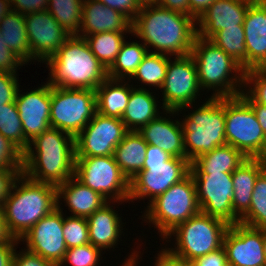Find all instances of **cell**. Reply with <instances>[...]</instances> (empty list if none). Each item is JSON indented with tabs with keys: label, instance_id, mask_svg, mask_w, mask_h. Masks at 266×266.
Segmentation results:
<instances>
[{
	"label": "cell",
	"instance_id": "cell-1",
	"mask_svg": "<svg viewBox=\"0 0 266 266\" xmlns=\"http://www.w3.org/2000/svg\"><path fill=\"white\" fill-rule=\"evenodd\" d=\"M196 18L157 5L142 6L133 19V35L143 40L152 53L185 56L192 51L197 37ZM149 46V47H148Z\"/></svg>",
	"mask_w": 266,
	"mask_h": 266
},
{
	"label": "cell",
	"instance_id": "cell-2",
	"mask_svg": "<svg viewBox=\"0 0 266 266\" xmlns=\"http://www.w3.org/2000/svg\"><path fill=\"white\" fill-rule=\"evenodd\" d=\"M74 170L75 137L59 129L50 127L23 153L22 173L34 181L59 186L74 176Z\"/></svg>",
	"mask_w": 266,
	"mask_h": 266
},
{
	"label": "cell",
	"instance_id": "cell-3",
	"mask_svg": "<svg viewBox=\"0 0 266 266\" xmlns=\"http://www.w3.org/2000/svg\"><path fill=\"white\" fill-rule=\"evenodd\" d=\"M55 208L57 186L34 181L24 173H19L2 204L8 234L20 240L41 218Z\"/></svg>",
	"mask_w": 266,
	"mask_h": 266
},
{
	"label": "cell",
	"instance_id": "cell-4",
	"mask_svg": "<svg viewBox=\"0 0 266 266\" xmlns=\"http://www.w3.org/2000/svg\"><path fill=\"white\" fill-rule=\"evenodd\" d=\"M46 62L52 86L96 90L108 78V70L77 35H71Z\"/></svg>",
	"mask_w": 266,
	"mask_h": 266
},
{
	"label": "cell",
	"instance_id": "cell-5",
	"mask_svg": "<svg viewBox=\"0 0 266 266\" xmlns=\"http://www.w3.org/2000/svg\"><path fill=\"white\" fill-rule=\"evenodd\" d=\"M190 55L196 64L200 88L215 90L211 97H235L243 92L239 87L244 85L245 70L212 41L197 35ZM232 72L235 76H230Z\"/></svg>",
	"mask_w": 266,
	"mask_h": 266
},
{
	"label": "cell",
	"instance_id": "cell-6",
	"mask_svg": "<svg viewBox=\"0 0 266 266\" xmlns=\"http://www.w3.org/2000/svg\"><path fill=\"white\" fill-rule=\"evenodd\" d=\"M191 162L172 157L158 146L148 145L142 170L130 181L129 200L149 197L150 202L190 174Z\"/></svg>",
	"mask_w": 266,
	"mask_h": 266
},
{
	"label": "cell",
	"instance_id": "cell-7",
	"mask_svg": "<svg viewBox=\"0 0 266 266\" xmlns=\"http://www.w3.org/2000/svg\"><path fill=\"white\" fill-rule=\"evenodd\" d=\"M185 158L191 163L204 153L227 144L225 98L210 97L181 122Z\"/></svg>",
	"mask_w": 266,
	"mask_h": 266
},
{
	"label": "cell",
	"instance_id": "cell-8",
	"mask_svg": "<svg viewBox=\"0 0 266 266\" xmlns=\"http://www.w3.org/2000/svg\"><path fill=\"white\" fill-rule=\"evenodd\" d=\"M229 225L224 221L199 212L176 226L167 236H176L177 248H166L174 256L191 263L198 257L223 247V240Z\"/></svg>",
	"mask_w": 266,
	"mask_h": 266
},
{
	"label": "cell",
	"instance_id": "cell-9",
	"mask_svg": "<svg viewBox=\"0 0 266 266\" xmlns=\"http://www.w3.org/2000/svg\"><path fill=\"white\" fill-rule=\"evenodd\" d=\"M200 211L196 186L192 175L189 174L149 202L144 218L154 224L161 233L160 236L165 238L176 226Z\"/></svg>",
	"mask_w": 266,
	"mask_h": 266
},
{
	"label": "cell",
	"instance_id": "cell-10",
	"mask_svg": "<svg viewBox=\"0 0 266 266\" xmlns=\"http://www.w3.org/2000/svg\"><path fill=\"white\" fill-rule=\"evenodd\" d=\"M227 144L246 158L266 159V135L251 105L241 96L225 98Z\"/></svg>",
	"mask_w": 266,
	"mask_h": 266
},
{
	"label": "cell",
	"instance_id": "cell-11",
	"mask_svg": "<svg viewBox=\"0 0 266 266\" xmlns=\"http://www.w3.org/2000/svg\"><path fill=\"white\" fill-rule=\"evenodd\" d=\"M97 112L96 92L51 85L50 127L76 137Z\"/></svg>",
	"mask_w": 266,
	"mask_h": 266
},
{
	"label": "cell",
	"instance_id": "cell-12",
	"mask_svg": "<svg viewBox=\"0 0 266 266\" xmlns=\"http://www.w3.org/2000/svg\"><path fill=\"white\" fill-rule=\"evenodd\" d=\"M74 177L107 201H129L130 181L122 173L113 155L75 157Z\"/></svg>",
	"mask_w": 266,
	"mask_h": 266
},
{
	"label": "cell",
	"instance_id": "cell-13",
	"mask_svg": "<svg viewBox=\"0 0 266 266\" xmlns=\"http://www.w3.org/2000/svg\"><path fill=\"white\" fill-rule=\"evenodd\" d=\"M174 62L169 57L163 89V109L168 114H176L181 109L192 106L200 88L196 64L192 56H176ZM171 61V62H170Z\"/></svg>",
	"mask_w": 266,
	"mask_h": 266
},
{
	"label": "cell",
	"instance_id": "cell-14",
	"mask_svg": "<svg viewBox=\"0 0 266 266\" xmlns=\"http://www.w3.org/2000/svg\"><path fill=\"white\" fill-rule=\"evenodd\" d=\"M196 186L201 212L220 219L229 226L239 223L233 212V173L191 174Z\"/></svg>",
	"mask_w": 266,
	"mask_h": 266
},
{
	"label": "cell",
	"instance_id": "cell-15",
	"mask_svg": "<svg viewBox=\"0 0 266 266\" xmlns=\"http://www.w3.org/2000/svg\"><path fill=\"white\" fill-rule=\"evenodd\" d=\"M128 132L120 118L98 112L75 137V157H102L114 155L116 146Z\"/></svg>",
	"mask_w": 266,
	"mask_h": 266
},
{
	"label": "cell",
	"instance_id": "cell-16",
	"mask_svg": "<svg viewBox=\"0 0 266 266\" xmlns=\"http://www.w3.org/2000/svg\"><path fill=\"white\" fill-rule=\"evenodd\" d=\"M63 223L64 214L57 202V208L41 218L19 241L26 242L28 251L59 266L68 249L63 235Z\"/></svg>",
	"mask_w": 266,
	"mask_h": 266
},
{
	"label": "cell",
	"instance_id": "cell-17",
	"mask_svg": "<svg viewBox=\"0 0 266 266\" xmlns=\"http://www.w3.org/2000/svg\"><path fill=\"white\" fill-rule=\"evenodd\" d=\"M24 17L31 60L46 62L70 37L47 10Z\"/></svg>",
	"mask_w": 266,
	"mask_h": 266
},
{
	"label": "cell",
	"instance_id": "cell-18",
	"mask_svg": "<svg viewBox=\"0 0 266 266\" xmlns=\"http://www.w3.org/2000/svg\"><path fill=\"white\" fill-rule=\"evenodd\" d=\"M229 266H266L262 231L241 223L231 225L223 240Z\"/></svg>",
	"mask_w": 266,
	"mask_h": 266
},
{
	"label": "cell",
	"instance_id": "cell-19",
	"mask_svg": "<svg viewBox=\"0 0 266 266\" xmlns=\"http://www.w3.org/2000/svg\"><path fill=\"white\" fill-rule=\"evenodd\" d=\"M15 104L22 122L27 150L32 140L50 128L51 84L46 82L24 94H20L18 90Z\"/></svg>",
	"mask_w": 266,
	"mask_h": 266
},
{
	"label": "cell",
	"instance_id": "cell-20",
	"mask_svg": "<svg viewBox=\"0 0 266 266\" xmlns=\"http://www.w3.org/2000/svg\"><path fill=\"white\" fill-rule=\"evenodd\" d=\"M251 2L246 0H215L196 20L197 35L210 39L225 28L243 27Z\"/></svg>",
	"mask_w": 266,
	"mask_h": 266
},
{
	"label": "cell",
	"instance_id": "cell-21",
	"mask_svg": "<svg viewBox=\"0 0 266 266\" xmlns=\"http://www.w3.org/2000/svg\"><path fill=\"white\" fill-rule=\"evenodd\" d=\"M132 22L122 13L95 0H84L79 37L103 32L132 33ZM82 33V34H81Z\"/></svg>",
	"mask_w": 266,
	"mask_h": 266
},
{
	"label": "cell",
	"instance_id": "cell-22",
	"mask_svg": "<svg viewBox=\"0 0 266 266\" xmlns=\"http://www.w3.org/2000/svg\"><path fill=\"white\" fill-rule=\"evenodd\" d=\"M247 70L266 68V3H251L245 15Z\"/></svg>",
	"mask_w": 266,
	"mask_h": 266
},
{
	"label": "cell",
	"instance_id": "cell-23",
	"mask_svg": "<svg viewBox=\"0 0 266 266\" xmlns=\"http://www.w3.org/2000/svg\"><path fill=\"white\" fill-rule=\"evenodd\" d=\"M138 132L148 145L158 146L172 157L185 158L183 128L178 120L159 115Z\"/></svg>",
	"mask_w": 266,
	"mask_h": 266
},
{
	"label": "cell",
	"instance_id": "cell-24",
	"mask_svg": "<svg viewBox=\"0 0 266 266\" xmlns=\"http://www.w3.org/2000/svg\"><path fill=\"white\" fill-rule=\"evenodd\" d=\"M266 169V159L247 158L233 172V212L241 218L250 208L258 176Z\"/></svg>",
	"mask_w": 266,
	"mask_h": 266
},
{
	"label": "cell",
	"instance_id": "cell-25",
	"mask_svg": "<svg viewBox=\"0 0 266 266\" xmlns=\"http://www.w3.org/2000/svg\"><path fill=\"white\" fill-rule=\"evenodd\" d=\"M109 203V204H108ZM110 201L88 216V232L90 243L101 251L114 248L121 235V217L110 206ZM103 248V249H102Z\"/></svg>",
	"mask_w": 266,
	"mask_h": 266
},
{
	"label": "cell",
	"instance_id": "cell-26",
	"mask_svg": "<svg viewBox=\"0 0 266 266\" xmlns=\"http://www.w3.org/2000/svg\"><path fill=\"white\" fill-rule=\"evenodd\" d=\"M63 198L72 216L87 218L108 201L74 176L57 186V202Z\"/></svg>",
	"mask_w": 266,
	"mask_h": 266
},
{
	"label": "cell",
	"instance_id": "cell-27",
	"mask_svg": "<svg viewBox=\"0 0 266 266\" xmlns=\"http://www.w3.org/2000/svg\"><path fill=\"white\" fill-rule=\"evenodd\" d=\"M155 96L145 88H133L121 117L128 131H139L159 116Z\"/></svg>",
	"mask_w": 266,
	"mask_h": 266
},
{
	"label": "cell",
	"instance_id": "cell-28",
	"mask_svg": "<svg viewBox=\"0 0 266 266\" xmlns=\"http://www.w3.org/2000/svg\"><path fill=\"white\" fill-rule=\"evenodd\" d=\"M247 158L229 144L214 148L191 163L190 174L233 173Z\"/></svg>",
	"mask_w": 266,
	"mask_h": 266
},
{
	"label": "cell",
	"instance_id": "cell-29",
	"mask_svg": "<svg viewBox=\"0 0 266 266\" xmlns=\"http://www.w3.org/2000/svg\"><path fill=\"white\" fill-rule=\"evenodd\" d=\"M148 144L138 131H128L114 150L122 173L131 181L143 168Z\"/></svg>",
	"mask_w": 266,
	"mask_h": 266
},
{
	"label": "cell",
	"instance_id": "cell-30",
	"mask_svg": "<svg viewBox=\"0 0 266 266\" xmlns=\"http://www.w3.org/2000/svg\"><path fill=\"white\" fill-rule=\"evenodd\" d=\"M122 80L107 78L95 90L97 112L109 117H122L130 97L131 90ZM127 84V85H126Z\"/></svg>",
	"mask_w": 266,
	"mask_h": 266
},
{
	"label": "cell",
	"instance_id": "cell-31",
	"mask_svg": "<svg viewBox=\"0 0 266 266\" xmlns=\"http://www.w3.org/2000/svg\"><path fill=\"white\" fill-rule=\"evenodd\" d=\"M0 31L6 47H9L24 64L29 63L31 51L24 15L10 11L0 22Z\"/></svg>",
	"mask_w": 266,
	"mask_h": 266
},
{
	"label": "cell",
	"instance_id": "cell-32",
	"mask_svg": "<svg viewBox=\"0 0 266 266\" xmlns=\"http://www.w3.org/2000/svg\"><path fill=\"white\" fill-rule=\"evenodd\" d=\"M150 52L146 45L136 42H124L115 62L108 69V78L115 80H125L137 71L143 58ZM125 78V79H124Z\"/></svg>",
	"mask_w": 266,
	"mask_h": 266
},
{
	"label": "cell",
	"instance_id": "cell-33",
	"mask_svg": "<svg viewBox=\"0 0 266 266\" xmlns=\"http://www.w3.org/2000/svg\"><path fill=\"white\" fill-rule=\"evenodd\" d=\"M93 55L108 70L115 62L123 43L125 42L124 33L103 32L91 34L83 37Z\"/></svg>",
	"mask_w": 266,
	"mask_h": 266
},
{
	"label": "cell",
	"instance_id": "cell-34",
	"mask_svg": "<svg viewBox=\"0 0 266 266\" xmlns=\"http://www.w3.org/2000/svg\"><path fill=\"white\" fill-rule=\"evenodd\" d=\"M209 40L233 58L244 70H247L244 27L225 28L216 32Z\"/></svg>",
	"mask_w": 266,
	"mask_h": 266
},
{
	"label": "cell",
	"instance_id": "cell-35",
	"mask_svg": "<svg viewBox=\"0 0 266 266\" xmlns=\"http://www.w3.org/2000/svg\"><path fill=\"white\" fill-rule=\"evenodd\" d=\"M84 0H49L47 11L68 34L79 35Z\"/></svg>",
	"mask_w": 266,
	"mask_h": 266
},
{
	"label": "cell",
	"instance_id": "cell-36",
	"mask_svg": "<svg viewBox=\"0 0 266 266\" xmlns=\"http://www.w3.org/2000/svg\"><path fill=\"white\" fill-rule=\"evenodd\" d=\"M169 56L165 54L152 53L151 51L143 58L137 71L131 77L137 79L144 84L151 87L162 88L165 80Z\"/></svg>",
	"mask_w": 266,
	"mask_h": 266
},
{
	"label": "cell",
	"instance_id": "cell-37",
	"mask_svg": "<svg viewBox=\"0 0 266 266\" xmlns=\"http://www.w3.org/2000/svg\"><path fill=\"white\" fill-rule=\"evenodd\" d=\"M239 223L256 228H266V169L258 176L252 193L249 210Z\"/></svg>",
	"mask_w": 266,
	"mask_h": 266
},
{
	"label": "cell",
	"instance_id": "cell-38",
	"mask_svg": "<svg viewBox=\"0 0 266 266\" xmlns=\"http://www.w3.org/2000/svg\"><path fill=\"white\" fill-rule=\"evenodd\" d=\"M0 133L22 153L26 151V138L15 102L0 105Z\"/></svg>",
	"mask_w": 266,
	"mask_h": 266
},
{
	"label": "cell",
	"instance_id": "cell-39",
	"mask_svg": "<svg viewBox=\"0 0 266 266\" xmlns=\"http://www.w3.org/2000/svg\"><path fill=\"white\" fill-rule=\"evenodd\" d=\"M63 235L67 248H73L90 243L87 219L71 216L64 218Z\"/></svg>",
	"mask_w": 266,
	"mask_h": 266
},
{
	"label": "cell",
	"instance_id": "cell-40",
	"mask_svg": "<svg viewBox=\"0 0 266 266\" xmlns=\"http://www.w3.org/2000/svg\"><path fill=\"white\" fill-rule=\"evenodd\" d=\"M101 250L91 243L68 248L61 265L67 262L72 266H97L100 261Z\"/></svg>",
	"mask_w": 266,
	"mask_h": 266
},
{
	"label": "cell",
	"instance_id": "cell-41",
	"mask_svg": "<svg viewBox=\"0 0 266 266\" xmlns=\"http://www.w3.org/2000/svg\"><path fill=\"white\" fill-rule=\"evenodd\" d=\"M253 84L251 88L250 84ZM249 84V85H248ZM250 88L246 93L254 102L266 106V68H251L245 70L244 86Z\"/></svg>",
	"mask_w": 266,
	"mask_h": 266
},
{
	"label": "cell",
	"instance_id": "cell-42",
	"mask_svg": "<svg viewBox=\"0 0 266 266\" xmlns=\"http://www.w3.org/2000/svg\"><path fill=\"white\" fill-rule=\"evenodd\" d=\"M0 169H23V153L0 133Z\"/></svg>",
	"mask_w": 266,
	"mask_h": 266
},
{
	"label": "cell",
	"instance_id": "cell-43",
	"mask_svg": "<svg viewBox=\"0 0 266 266\" xmlns=\"http://www.w3.org/2000/svg\"><path fill=\"white\" fill-rule=\"evenodd\" d=\"M17 74L0 72V105L13 103L19 90Z\"/></svg>",
	"mask_w": 266,
	"mask_h": 266
},
{
	"label": "cell",
	"instance_id": "cell-44",
	"mask_svg": "<svg viewBox=\"0 0 266 266\" xmlns=\"http://www.w3.org/2000/svg\"><path fill=\"white\" fill-rule=\"evenodd\" d=\"M24 63L15 55V53L6 47V42L2 38L0 31V72L17 74V67Z\"/></svg>",
	"mask_w": 266,
	"mask_h": 266
},
{
	"label": "cell",
	"instance_id": "cell-45",
	"mask_svg": "<svg viewBox=\"0 0 266 266\" xmlns=\"http://www.w3.org/2000/svg\"><path fill=\"white\" fill-rule=\"evenodd\" d=\"M125 15L131 22L138 15L141 6L136 0H95Z\"/></svg>",
	"mask_w": 266,
	"mask_h": 266
},
{
	"label": "cell",
	"instance_id": "cell-46",
	"mask_svg": "<svg viewBox=\"0 0 266 266\" xmlns=\"http://www.w3.org/2000/svg\"><path fill=\"white\" fill-rule=\"evenodd\" d=\"M10 2L11 11L27 15L30 13L46 11L49 0H10Z\"/></svg>",
	"mask_w": 266,
	"mask_h": 266
},
{
	"label": "cell",
	"instance_id": "cell-47",
	"mask_svg": "<svg viewBox=\"0 0 266 266\" xmlns=\"http://www.w3.org/2000/svg\"><path fill=\"white\" fill-rule=\"evenodd\" d=\"M24 250L20 251L18 254L15 250L12 266H55L38 254L32 253L27 249Z\"/></svg>",
	"mask_w": 266,
	"mask_h": 266
},
{
	"label": "cell",
	"instance_id": "cell-48",
	"mask_svg": "<svg viewBox=\"0 0 266 266\" xmlns=\"http://www.w3.org/2000/svg\"><path fill=\"white\" fill-rule=\"evenodd\" d=\"M191 266H229L224 247L210 252L205 256L196 258L190 263Z\"/></svg>",
	"mask_w": 266,
	"mask_h": 266
},
{
	"label": "cell",
	"instance_id": "cell-49",
	"mask_svg": "<svg viewBox=\"0 0 266 266\" xmlns=\"http://www.w3.org/2000/svg\"><path fill=\"white\" fill-rule=\"evenodd\" d=\"M19 173L17 169H0V207Z\"/></svg>",
	"mask_w": 266,
	"mask_h": 266
},
{
	"label": "cell",
	"instance_id": "cell-50",
	"mask_svg": "<svg viewBox=\"0 0 266 266\" xmlns=\"http://www.w3.org/2000/svg\"><path fill=\"white\" fill-rule=\"evenodd\" d=\"M20 242L18 239L11 238L9 241L0 244V266H12L13 256L17 243Z\"/></svg>",
	"mask_w": 266,
	"mask_h": 266
},
{
	"label": "cell",
	"instance_id": "cell-51",
	"mask_svg": "<svg viewBox=\"0 0 266 266\" xmlns=\"http://www.w3.org/2000/svg\"><path fill=\"white\" fill-rule=\"evenodd\" d=\"M155 266H191L190 263L171 254L167 249H162L157 255Z\"/></svg>",
	"mask_w": 266,
	"mask_h": 266
},
{
	"label": "cell",
	"instance_id": "cell-52",
	"mask_svg": "<svg viewBox=\"0 0 266 266\" xmlns=\"http://www.w3.org/2000/svg\"><path fill=\"white\" fill-rule=\"evenodd\" d=\"M158 5L163 8L170 9L172 11H176L194 17L189 12L188 0H159Z\"/></svg>",
	"mask_w": 266,
	"mask_h": 266
},
{
	"label": "cell",
	"instance_id": "cell-53",
	"mask_svg": "<svg viewBox=\"0 0 266 266\" xmlns=\"http://www.w3.org/2000/svg\"><path fill=\"white\" fill-rule=\"evenodd\" d=\"M253 108L256 117L258 119V122L261 125V128L264 132V134L266 135V106H262L260 104H257L256 102H254L247 94L246 92H242L240 94Z\"/></svg>",
	"mask_w": 266,
	"mask_h": 266
},
{
	"label": "cell",
	"instance_id": "cell-54",
	"mask_svg": "<svg viewBox=\"0 0 266 266\" xmlns=\"http://www.w3.org/2000/svg\"><path fill=\"white\" fill-rule=\"evenodd\" d=\"M215 0H188L189 12L198 19Z\"/></svg>",
	"mask_w": 266,
	"mask_h": 266
},
{
	"label": "cell",
	"instance_id": "cell-55",
	"mask_svg": "<svg viewBox=\"0 0 266 266\" xmlns=\"http://www.w3.org/2000/svg\"><path fill=\"white\" fill-rule=\"evenodd\" d=\"M11 238L12 237L8 234L5 226L2 207H0V244L9 241Z\"/></svg>",
	"mask_w": 266,
	"mask_h": 266
},
{
	"label": "cell",
	"instance_id": "cell-56",
	"mask_svg": "<svg viewBox=\"0 0 266 266\" xmlns=\"http://www.w3.org/2000/svg\"><path fill=\"white\" fill-rule=\"evenodd\" d=\"M11 11V2L10 0H0V22L6 14Z\"/></svg>",
	"mask_w": 266,
	"mask_h": 266
},
{
	"label": "cell",
	"instance_id": "cell-57",
	"mask_svg": "<svg viewBox=\"0 0 266 266\" xmlns=\"http://www.w3.org/2000/svg\"><path fill=\"white\" fill-rule=\"evenodd\" d=\"M138 255L136 254V252L134 251V253H132L130 255V257H128L127 260H125L126 262L123 263L122 266H137L136 262H137Z\"/></svg>",
	"mask_w": 266,
	"mask_h": 266
},
{
	"label": "cell",
	"instance_id": "cell-58",
	"mask_svg": "<svg viewBox=\"0 0 266 266\" xmlns=\"http://www.w3.org/2000/svg\"><path fill=\"white\" fill-rule=\"evenodd\" d=\"M142 6L157 5L159 0H136Z\"/></svg>",
	"mask_w": 266,
	"mask_h": 266
},
{
	"label": "cell",
	"instance_id": "cell-59",
	"mask_svg": "<svg viewBox=\"0 0 266 266\" xmlns=\"http://www.w3.org/2000/svg\"><path fill=\"white\" fill-rule=\"evenodd\" d=\"M262 231L263 243H264V255L266 259V228L260 229Z\"/></svg>",
	"mask_w": 266,
	"mask_h": 266
},
{
	"label": "cell",
	"instance_id": "cell-60",
	"mask_svg": "<svg viewBox=\"0 0 266 266\" xmlns=\"http://www.w3.org/2000/svg\"><path fill=\"white\" fill-rule=\"evenodd\" d=\"M249 1L251 3H266V0H246Z\"/></svg>",
	"mask_w": 266,
	"mask_h": 266
}]
</instances>
